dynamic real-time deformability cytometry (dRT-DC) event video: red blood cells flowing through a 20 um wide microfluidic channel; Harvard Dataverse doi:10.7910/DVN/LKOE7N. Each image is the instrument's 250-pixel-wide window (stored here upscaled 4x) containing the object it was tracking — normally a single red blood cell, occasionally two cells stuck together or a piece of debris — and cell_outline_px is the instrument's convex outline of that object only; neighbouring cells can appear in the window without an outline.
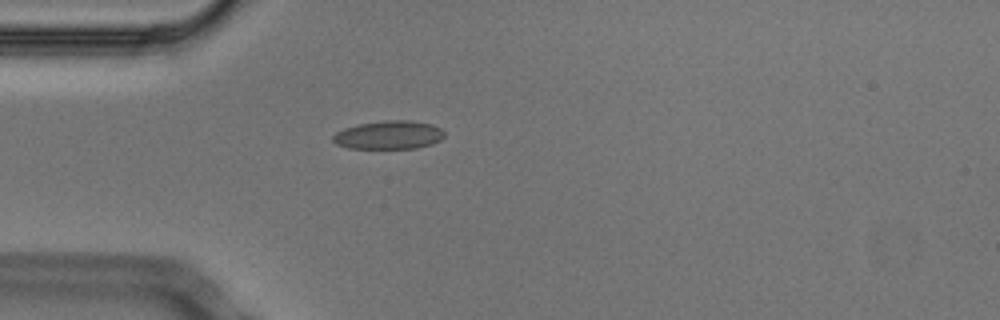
{"species": "Egyptian fruit bat (a non-hibernating species)", "species_latin": "Rousettus aegyptiacus", "temperature_condition": "cold", "stored_images_in_passage": 34, "camera_frame_rate_fps": 3000, "um_per_image_px": 0.085, "animal": {"sex": "male"}, "frame": {"image": 1, "passage_image": 1, "time_ms": 0.0, "image_size_px": [1000, 320], "cell_outline_px": [[444, 136], [440, 140], [432, 144], [416, 148], [348, 148], [336, 144], [332, 140], [332, 136], [336, 132], [344, 128], [360, 124], [384, 120], [408, 120], [432, 124], [440, 128], [444, 132]], "centroid_in_image_um": [33.04, 11.47], "position_along_channel_um": 52.0, "area_um2": 18.44}}
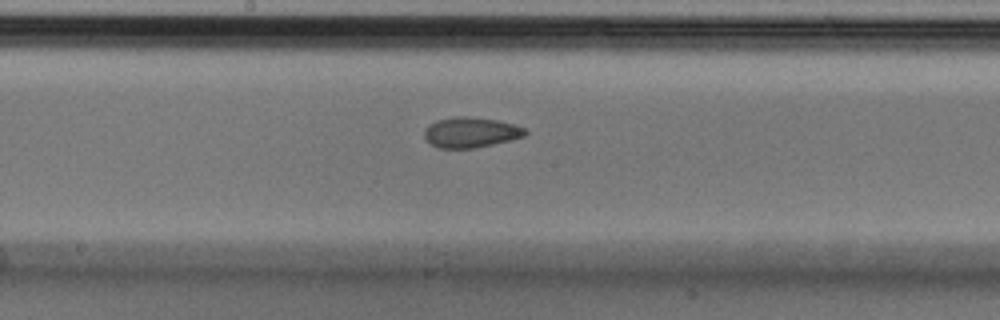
{"frame": {"image": 2, "passage_image": 14, "time_ms": 4.333, "image_size_px": [1000, 320], "cell_outline_px": [[528, 132], [524, 136], [512, 140], [476, 148], [436, 148], [424, 136], [424, 132], [428, 124], [436, 120], [460, 116], [468, 116], [496, 120], [516, 124], [524, 128]], "centroid_in_image_um": [40.03, 11.25], "position_along_channel_um": 208.2, "area_um2": 17.92}}
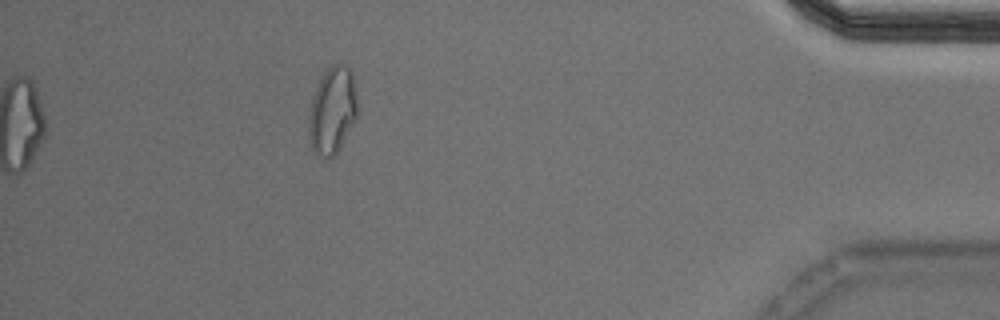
{"frame": {"image": 3, "passage_image": 34, "time_ms": 11.0, "image_size_px": [1000, 320], "cell_outline_px": [[356, 120], [340, 148], [332, 156], [320, 156], [312, 148], [308, 132], [308, 120], [312, 96], [324, 72], [332, 64], [344, 64], [352, 72], [356, 96]], "centroid_in_image_um": [28.24, 9.38], "position_along_channel_um": 407.0, "area_um2": 24.39}, "authors_computed_cell_mechanics": {"area_um2": 17.9469, "velocity_mm_per_s": 3.7517, "shape_relaxation_time_tau1_ms": 11.0548, "shape_relaxation_time_tau2_ms": 1.8614, "deformation_change_tau1": 0.1533, "deformation_change_tau2": 0.0508}}